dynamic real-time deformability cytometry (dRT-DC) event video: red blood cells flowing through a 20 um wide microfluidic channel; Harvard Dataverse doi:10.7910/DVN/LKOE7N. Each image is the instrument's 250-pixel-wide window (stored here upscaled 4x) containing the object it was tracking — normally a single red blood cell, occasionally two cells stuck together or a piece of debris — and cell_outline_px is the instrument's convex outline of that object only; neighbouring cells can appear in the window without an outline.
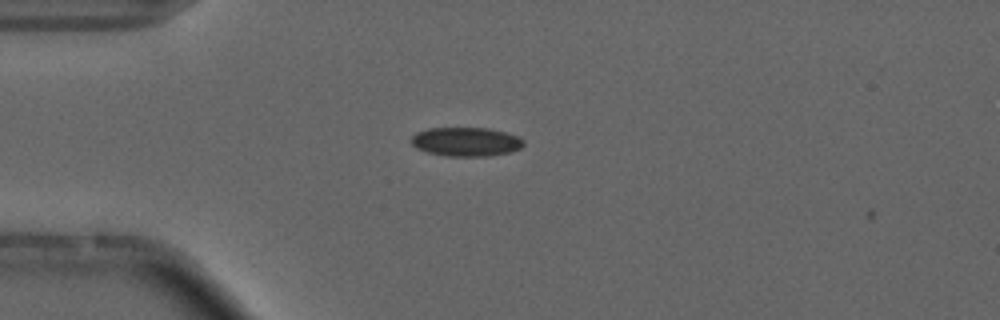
{"species": "common noctule bat (a hibernating species)", "species_latin": "Nyctalus noctula", "temperature_condition": "cold", "stored_images_in_passage": 5, "camera_frame_rate_fps": 3000, "um_per_image_px": 0.085, "animal": {"sex": "male", "forearm_length_mm": 52.5}, "frame": {"image": 1, "passage_image": 4, "time_ms": 1.0, "image_size_px": [1000, 320], "cell_outline_px": [[524, 144], [520, 148], [508, 152], [488, 156], [448, 156], [428, 152], [416, 148], [412, 144], [412, 136], [416, 132], [428, 128], [488, 128], [520, 136], [524, 140]], "centroid_in_image_um": [39.62, 12.04], "position_along_channel_um": 45.4, "area_um2": 18.9}}